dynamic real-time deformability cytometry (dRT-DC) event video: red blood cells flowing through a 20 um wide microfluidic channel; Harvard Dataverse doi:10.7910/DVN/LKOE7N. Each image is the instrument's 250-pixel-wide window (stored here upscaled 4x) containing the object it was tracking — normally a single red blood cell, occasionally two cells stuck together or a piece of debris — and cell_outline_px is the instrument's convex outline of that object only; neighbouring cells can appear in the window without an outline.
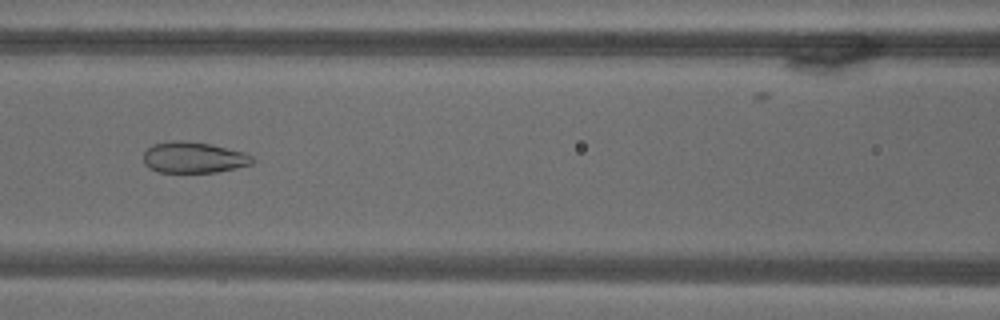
{"species": "common noctule bat (a hibernating species)", "species_latin": "Nyctalus noctula", "temperature_condition": "warm", "stored_images_in_passage": 72, "camera_frame_rate_fps": 3000, "um_per_image_px": 0.085, "animal": {"sex": "male", "body_mass_g": 18.8}, "frame": {"image": 1, "passage_image": 33, "time_ms": 10.667, "image_size_px": [1000, 320], "cell_outline_px": [[256, 160], [252, 164], [236, 168], [216, 172], [160, 172], [148, 168], [144, 164], [144, 152], [152, 144], [172, 140], [184, 140], [212, 144], [244, 152], [252, 156]], "centroid_in_image_um": [16.46, 13.37], "position_along_channel_um": 150.1, "area_um2": 19.94}}
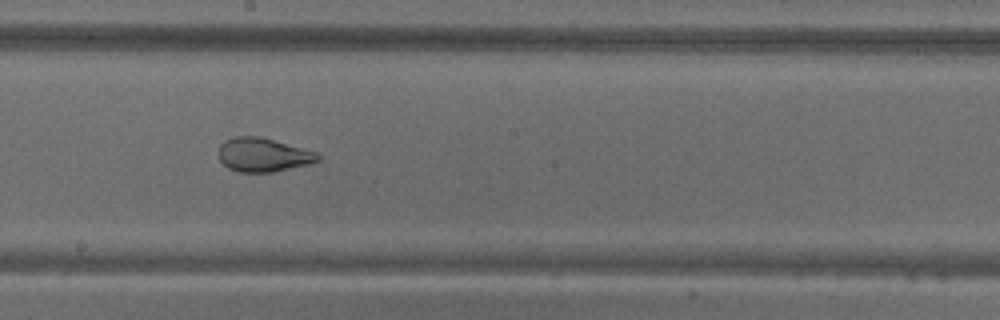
{"frame": {"image": 2, "passage_image": 41, "time_ms": 13.333, "image_size_px": [1000, 320], "cell_outline_px": [[320, 160], [308, 164], [272, 172], [240, 172], [228, 168], [220, 160], [220, 144], [224, 140], [236, 136], [256, 136], [272, 140], [316, 152], [320, 156]], "centroid_in_image_um": [22.35, 13.17], "position_along_channel_um": 225.9, "area_um2": 19.19}}
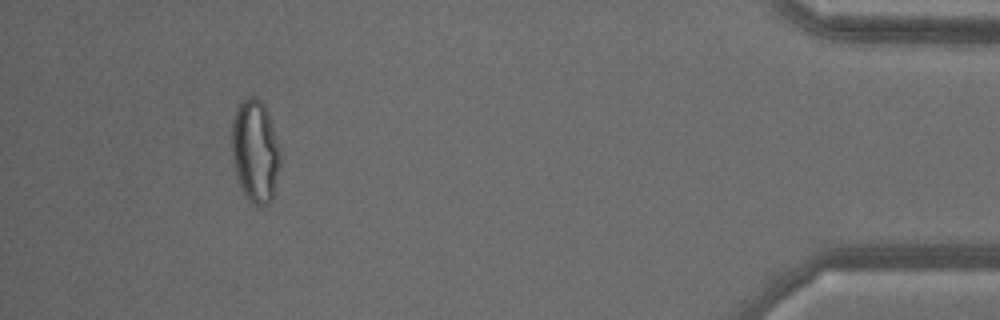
{"frame": {"image": 3, "passage_image": 67, "time_ms": 22.0, "image_size_px": [1000, 320], "cell_outline_px": [[280, 164], [276, 188], [272, 200], [268, 204], [256, 204], [248, 200], [236, 176], [232, 156], [232, 120], [236, 108], [248, 96], [252, 96], [260, 100], [264, 104], [268, 112], [280, 148]], "centroid_in_image_um": [21.71, 12.84], "position_along_channel_um": 413.5, "area_um2": 29.07}}